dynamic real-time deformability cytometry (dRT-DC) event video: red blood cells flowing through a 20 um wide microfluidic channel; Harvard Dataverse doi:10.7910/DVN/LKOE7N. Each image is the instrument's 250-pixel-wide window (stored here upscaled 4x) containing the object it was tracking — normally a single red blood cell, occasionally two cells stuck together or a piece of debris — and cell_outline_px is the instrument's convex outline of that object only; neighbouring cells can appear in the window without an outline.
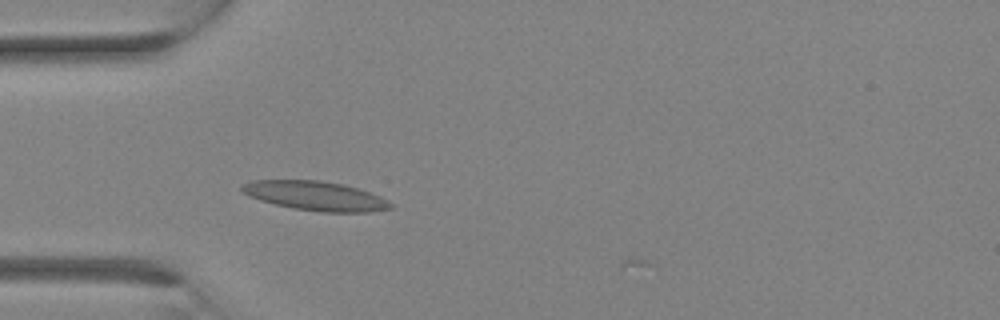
{"species": "Egyptian fruit bat (a non-hibernating species)", "species_latin": "Rousettus aegyptiacus", "temperature_condition": "room temperature", "stored_images_in_passage": 4, "camera_frame_rate_fps": 3000, "um_per_image_px": 0.085, "animal": {"sex": "female"}, "frame": {"image": 1, "passage_image": 2, "time_ms": 0.333, "image_size_px": [1000, 320], "cell_outline_px": [[392, 208], [368, 212], [320, 212], [296, 208], [276, 204], [260, 200], [248, 196], [240, 188], [244, 184], [252, 180], [320, 180], [344, 184], [380, 196], [388, 200], [392, 204]], "centroid_in_image_um": [26.83, 16.64], "position_along_channel_um": 58.2, "area_um2": 25.14}}